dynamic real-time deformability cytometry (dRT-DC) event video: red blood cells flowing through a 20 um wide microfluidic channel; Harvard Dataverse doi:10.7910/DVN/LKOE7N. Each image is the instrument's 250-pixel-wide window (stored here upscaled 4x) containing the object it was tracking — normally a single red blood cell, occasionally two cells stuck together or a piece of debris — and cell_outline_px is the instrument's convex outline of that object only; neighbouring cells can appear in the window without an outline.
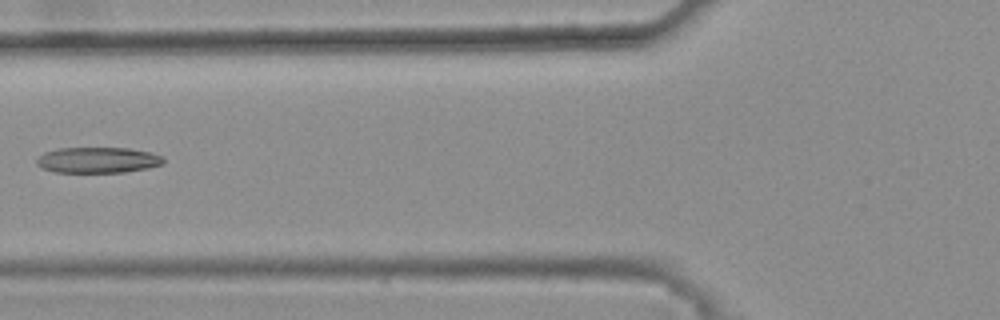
{"species": "common noctule bat (a hibernating species)", "species_latin": "Nyctalus noctula", "temperature_condition": "warm", "stored_images_in_passage": 6, "camera_frame_rate_fps": 3000, "um_per_image_px": 0.085, "animal": {"sex": "female", "body_mass_g": 25.1}, "frame": {"image": 1, "passage_image": 6, "time_ms": 1.667, "image_size_px": [1000, 320], "cell_outline_px": [[164, 164], [148, 168], [124, 172], [56, 172], [40, 168], [36, 164], [36, 160], [44, 152], [56, 148], [128, 148], [152, 152], [160, 156], [164, 160]], "centroid_in_image_um": [8.3, 13.6], "position_along_channel_um": 117.5, "area_um2": 19.13}}